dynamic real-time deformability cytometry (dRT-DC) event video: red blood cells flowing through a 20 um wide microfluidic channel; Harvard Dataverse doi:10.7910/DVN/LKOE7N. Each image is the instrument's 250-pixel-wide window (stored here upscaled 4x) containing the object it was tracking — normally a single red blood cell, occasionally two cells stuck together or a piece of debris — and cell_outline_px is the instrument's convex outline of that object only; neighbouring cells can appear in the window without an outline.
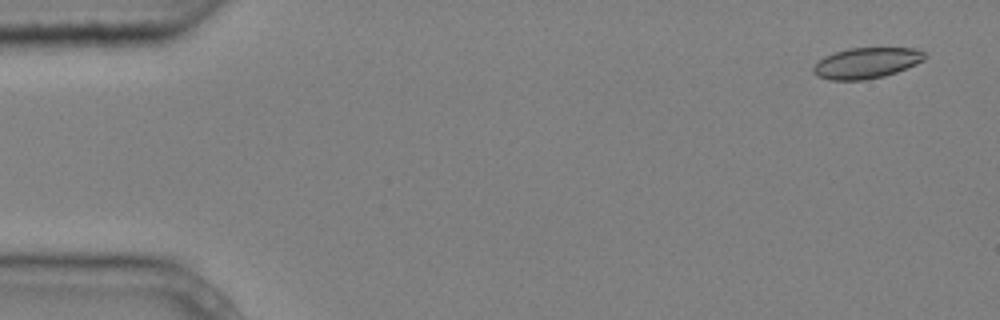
{"species": "common noctule bat (a hibernating species)", "species_latin": "Nyctalus noctula", "temperature_condition": "cold", "stored_images_in_passage": 5, "segment_of_instrument_passage": [1, 2], "camera_frame_rate_fps": 3000, "um_per_image_px": 0.085, "animal": {"sex": "male", "body_mass_g": 20.4}, "frame": {"image": 1, "passage_image": 1, "time_ms": 0.0, "image_size_px": [1000, 320], "cell_outline_px": [[924, 60], [916, 64], [896, 72], [884, 76], [864, 80], [828, 80], [816, 76], [812, 72], [812, 68], [824, 56], [848, 48], [916, 48], [924, 52]], "centroid_in_image_um": [73.62, 5.36], "position_along_channel_um": 11.4, "area_um2": 19.94}}